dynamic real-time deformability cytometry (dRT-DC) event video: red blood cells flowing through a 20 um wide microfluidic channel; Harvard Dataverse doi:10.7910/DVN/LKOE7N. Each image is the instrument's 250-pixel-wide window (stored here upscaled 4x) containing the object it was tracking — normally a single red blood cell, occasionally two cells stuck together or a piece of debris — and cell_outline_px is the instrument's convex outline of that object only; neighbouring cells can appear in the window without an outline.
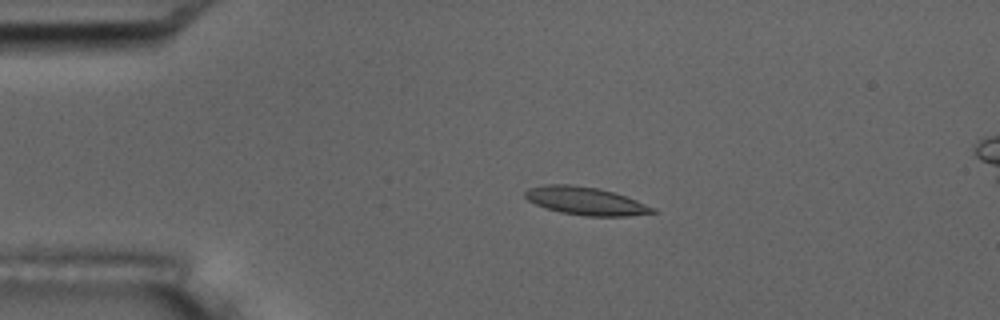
{"species": "common noctule bat (a hibernating species)", "species_latin": "Nyctalus noctula", "temperature_condition": "room temperature", "stored_images_in_passage": 6, "camera_frame_rate_fps": 3000, "um_per_image_px": 0.085, "animal": {"sex": "male", "body_mass_g": 17.5, "forearm_length_mm": 52.3}, "frame": {"image": 1, "passage_image": 4, "time_ms": 1.0, "image_size_px": [1000, 320], "cell_outline_px": [[656, 212], [628, 216], [584, 216], [560, 212], [536, 204], [528, 200], [524, 196], [524, 192], [528, 188], [544, 184], [568, 184], [596, 188], [612, 192], [636, 200], [656, 208]], "centroid_in_image_um": [49.75, 17.08], "position_along_channel_um": 35.2, "area_um2": 20.58}}